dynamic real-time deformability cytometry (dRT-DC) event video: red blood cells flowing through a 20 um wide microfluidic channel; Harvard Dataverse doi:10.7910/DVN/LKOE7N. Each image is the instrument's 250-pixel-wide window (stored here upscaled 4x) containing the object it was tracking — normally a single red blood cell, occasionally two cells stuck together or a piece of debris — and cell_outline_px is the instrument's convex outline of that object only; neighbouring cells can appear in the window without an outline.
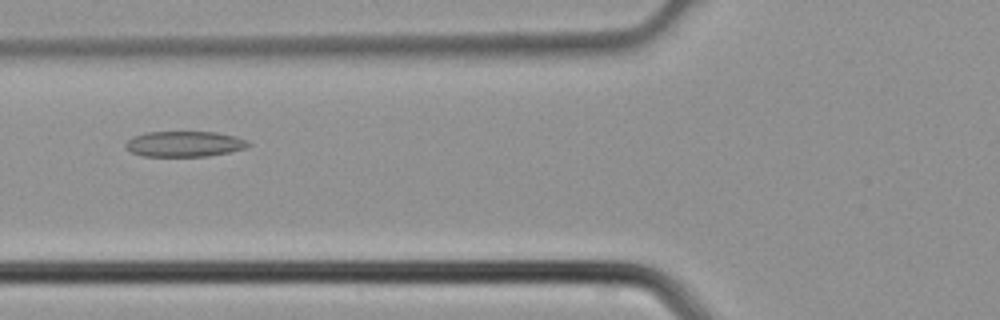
{"species": "common noctule bat (a hibernating species)", "species_latin": "Nyctalus noctula", "temperature_condition": "cold", "stored_images_in_passage": 4, "camera_frame_rate_fps": 3000, "um_per_image_px": 0.085, "animal": {"sex": "male", "body_mass_g": 21.5, "forearm_length_mm": 52.0}, "frame": {"image": 1, "passage_image": 4, "time_ms": 1.0, "image_size_px": [1000, 320], "cell_outline_px": [[252, 144], [248, 148], [208, 156], [144, 156], [132, 152], [124, 148], [124, 144], [128, 140], [144, 132], [216, 132], [236, 136], [248, 140]], "centroid_in_image_um": [15.72, 12.23], "position_along_channel_um": 110.1, "area_um2": 18.38}}